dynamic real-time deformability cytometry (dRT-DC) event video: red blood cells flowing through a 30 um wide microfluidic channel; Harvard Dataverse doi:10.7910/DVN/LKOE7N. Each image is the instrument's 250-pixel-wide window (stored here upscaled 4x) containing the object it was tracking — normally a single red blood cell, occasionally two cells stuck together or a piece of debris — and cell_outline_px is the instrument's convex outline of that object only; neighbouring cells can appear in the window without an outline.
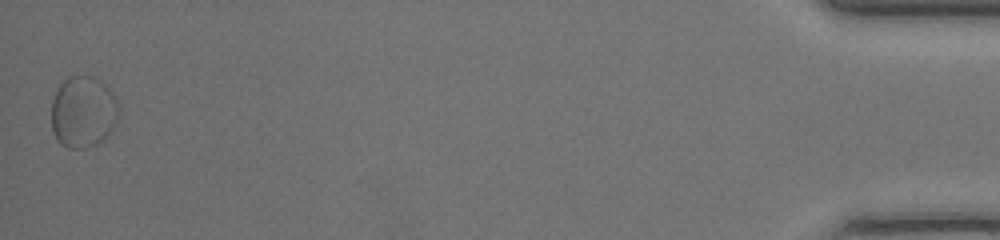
{"species": "common noctule bat (a hibernating species)", "species_latin": "Nyctalus noctula", "temperature_condition": "room temperature", "stored_images_in_passage": 47, "segment_of_instrument_passage": [2, 2], "camera_frame_rate_fps": 3000, "um_per_image_px": 0.085, "animal": {"sex": "female", "body_mass_g": 20.0, "forearm_length_mm": 54.0}, "frame": {"image": 1, "passage_image": 47, "time_ms": 15.333, "image_size_px": [1000, 240], "cell_outline_px": [[120, 116], [116, 124], [108, 136], [96, 144], [88, 148], [68, 148], [60, 144], [56, 140], [52, 132], [52, 100], [60, 84], [64, 80], [72, 76], [92, 76], [108, 84], [112, 88], [120, 104]], "centroid_in_image_um": [7.13, 9.51], "position_along_channel_um": 428.1, "area_um2": 28.96}}